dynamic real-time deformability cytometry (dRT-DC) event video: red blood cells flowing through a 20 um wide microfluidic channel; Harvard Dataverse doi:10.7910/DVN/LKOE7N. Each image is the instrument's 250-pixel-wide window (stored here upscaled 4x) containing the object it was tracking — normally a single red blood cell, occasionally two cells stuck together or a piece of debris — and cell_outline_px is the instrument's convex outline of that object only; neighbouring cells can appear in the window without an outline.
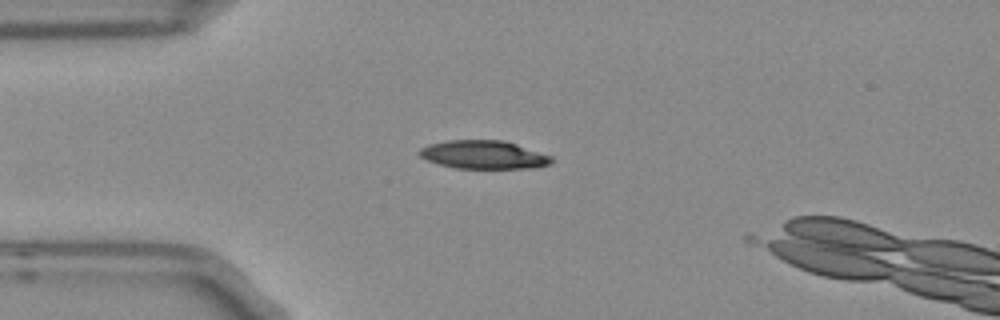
{"species": "Egyptian fruit bat (a non-hibernating species)", "species_latin": "Rousettus aegyptiacus", "temperature_condition": "room temperature", "stored_images_in_passage": 3, "camera_frame_rate_fps": 3000, "um_per_image_px": 0.085, "frame": {"image": 1, "passage_image": 2, "time_ms": 0.333, "image_size_px": [1000, 320], "cell_outline_px": [[552, 164], [536, 168], [456, 168], [440, 164], [428, 160], [420, 156], [416, 152], [420, 148], [428, 144], [448, 140], [504, 140], [552, 156]], "centroid_in_image_um": [41.11, 13.15], "position_along_channel_um": 43.9, "area_um2": 21.85}}